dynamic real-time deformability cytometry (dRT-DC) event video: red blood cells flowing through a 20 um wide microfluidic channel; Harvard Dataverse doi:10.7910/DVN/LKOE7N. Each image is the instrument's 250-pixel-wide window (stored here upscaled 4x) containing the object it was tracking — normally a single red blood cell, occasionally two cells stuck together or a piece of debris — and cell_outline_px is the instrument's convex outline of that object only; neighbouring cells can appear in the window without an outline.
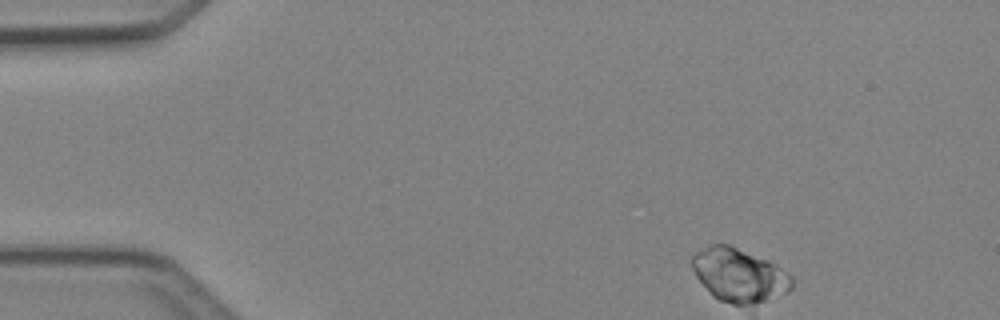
{"species": "Egyptian fruit bat (a non-hibernating species)", "species_latin": "Rousettus aegyptiacus", "temperature_condition": "cold", "stored_images_in_passage": 4, "camera_frame_rate_fps": 3000, "um_per_image_px": 0.085, "animal": {"sex": "female"}, "frame": {"image": 1, "passage_image": 1, "time_ms": 0.0, "image_size_px": [1000, 320], "cell_outline_px": [[792, 288], [784, 292], [756, 304], [732, 304], [720, 300], [696, 276], [688, 260], [696, 252], [712, 244], [728, 244], [768, 260], [792, 276]], "centroid_in_image_um": [62.8, 23.35], "position_along_channel_um": 22.2, "area_um2": 30.4}}
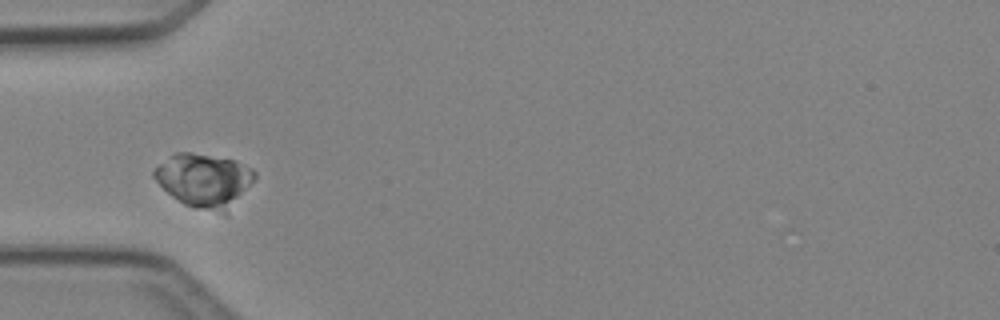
{"frame": {"image": 2, "passage_image": 3, "time_ms": 3.333, "image_size_px": [1000, 320], "cell_outline_px": [[256, 176], [228, 216], [184, 204], [172, 196], [152, 176], [152, 172], [160, 164], [176, 152], [192, 152], [236, 160], [252, 168], [256, 172]], "centroid_in_image_um": [17.42, 15.35], "position_along_channel_um": 67.6, "area_um2": 31.62}}
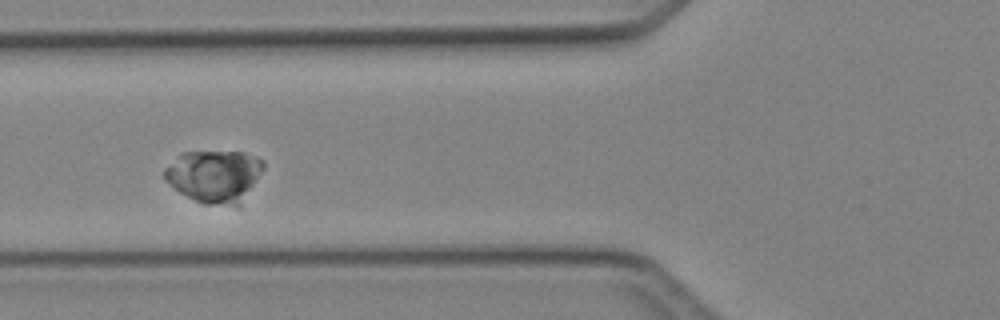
{"frame": {"image": 3, "passage_image": 4, "time_ms": 4.333, "image_size_px": [1000, 320], "cell_outline_px": [[264, 168], [240, 208], [204, 204], [180, 192], [164, 180], [164, 168], [184, 152], [244, 152], [256, 156], [264, 160]], "centroid_in_image_um": [18.28, 15.0], "position_along_channel_um": 107.5, "area_um2": 30.52}}